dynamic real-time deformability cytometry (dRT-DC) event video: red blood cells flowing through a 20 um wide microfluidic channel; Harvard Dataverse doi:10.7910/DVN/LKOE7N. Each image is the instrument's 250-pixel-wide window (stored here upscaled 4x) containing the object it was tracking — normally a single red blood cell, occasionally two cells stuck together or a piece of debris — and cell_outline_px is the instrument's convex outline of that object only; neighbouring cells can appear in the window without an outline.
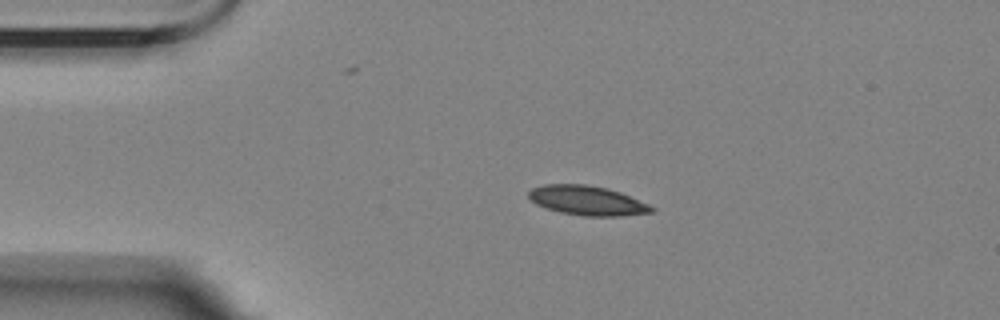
{"species": "Egyptian fruit bat (a non-hibernating species)", "species_latin": "Rousettus aegyptiacus", "temperature_condition": "room temperature", "stored_images_in_passage": 4, "camera_frame_rate_fps": 3000, "um_per_image_px": 0.085, "animal": {"sex": "female"}, "frame": {"image": 1, "passage_image": 3, "time_ms": 2.333, "image_size_px": [1000, 320], "cell_outline_px": [[656, 208], [652, 212], [624, 216], [584, 216], [560, 212], [536, 204], [528, 196], [528, 192], [532, 188], [544, 184], [584, 184], [608, 188], [620, 192], [648, 204]], "centroid_in_image_um": [49.92, 17.04], "position_along_channel_um": 35.1, "area_um2": 21.04}}